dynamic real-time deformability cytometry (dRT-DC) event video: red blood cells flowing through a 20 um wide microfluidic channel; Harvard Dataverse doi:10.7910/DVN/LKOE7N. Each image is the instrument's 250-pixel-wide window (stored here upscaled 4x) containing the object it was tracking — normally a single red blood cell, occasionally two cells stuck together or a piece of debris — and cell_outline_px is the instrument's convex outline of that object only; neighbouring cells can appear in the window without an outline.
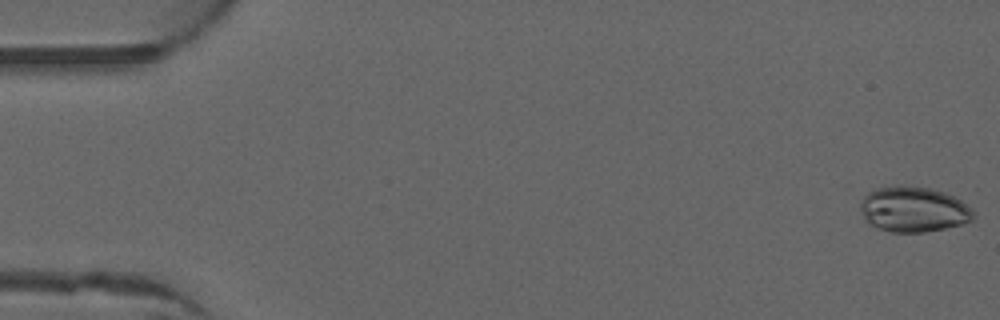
{"species": "common noctule bat (a hibernating species)", "species_latin": "Nyctalus noctula", "temperature_condition": "warm", "stored_images_in_passage": 3, "camera_frame_rate_fps": 3000, "um_per_image_px": 0.085, "animal": {"sex": "male", "forearm_length_mm": 52.5}, "frame": {"image": 1, "passage_image": 1, "time_ms": 0.0, "image_size_px": [1000, 320], "cell_outline_px": [[976, 216], [972, 220], [960, 224], [944, 228], [924, 232], [892, 232], [868, 224], [864, 220], [860, 212], [860, 204], [864, 196], [868, 192], [876, 188], [892, 184], [904, 184], [932, 188], [944, 192], [960, 200], [972, 208], [976, 212]], "centroid_in_image_um": [77.62, 17.76], "position_along_channel_um": 7.4, "area_um2": 30.4}}